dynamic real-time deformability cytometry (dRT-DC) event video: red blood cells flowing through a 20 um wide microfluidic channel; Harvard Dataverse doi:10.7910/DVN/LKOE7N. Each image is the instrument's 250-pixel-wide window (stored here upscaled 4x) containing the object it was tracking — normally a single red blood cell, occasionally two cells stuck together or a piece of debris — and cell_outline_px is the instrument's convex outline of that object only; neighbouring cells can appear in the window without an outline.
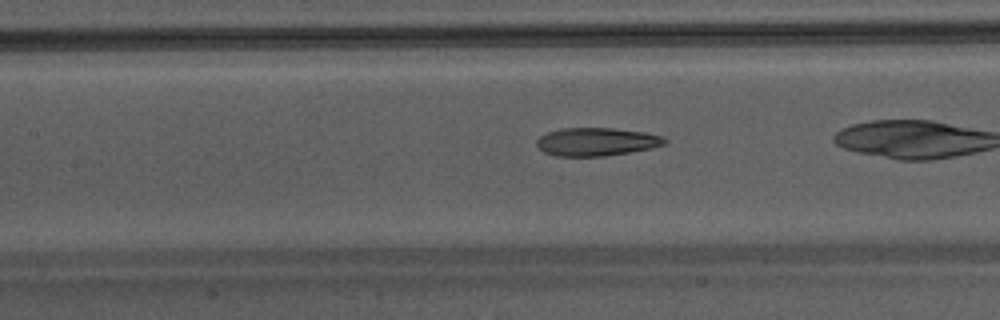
{"species": "Egyptian fruit bat (a non-hibernating species)", "species_latin": "Rousettus aegyptiacus", "temperature_condition": "warm", "stored_images_in_passage": 38, "camera_frame_rate_fps": 3000, "um_per_image_px": 0.085, "animal": {"sex": "male"}, "frame": {"image": 1, "passage_image": 22, "time_ms": 7.0, "image_size_px": [1000, 320], "cell_outline_px": [[668, 140], [664, 144], [652, 148], [604, 156], [556, 156], [544, 152], [536, 144], [536, 140], [540, 136], [548, 132], [560, 128], [612, 128], [644, 132], [660, 136]], "centroid_in_image_um": [50.67, 12.05], "position_along_channel_um": 156.7, "area_um2": 20.87}}